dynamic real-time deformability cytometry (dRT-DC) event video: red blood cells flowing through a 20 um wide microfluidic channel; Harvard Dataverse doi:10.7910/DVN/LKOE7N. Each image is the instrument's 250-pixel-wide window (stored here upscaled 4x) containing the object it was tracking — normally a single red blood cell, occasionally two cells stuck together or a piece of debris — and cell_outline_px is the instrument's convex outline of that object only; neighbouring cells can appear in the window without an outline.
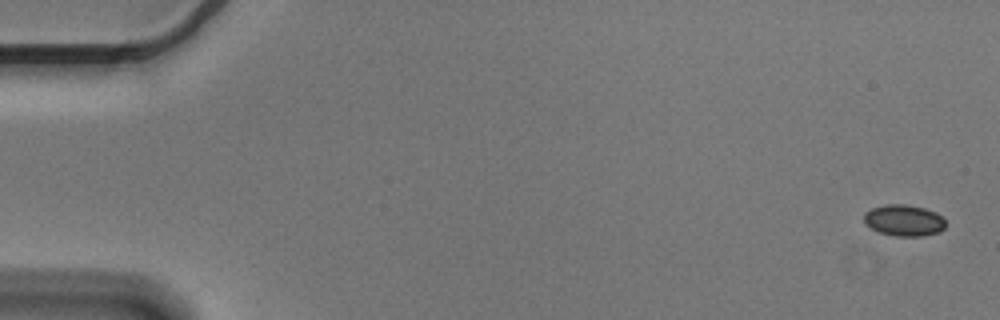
{"species": "Egyptian fruit bat (a non-hibernating species)", "species_latin": "Rousettus aegyptiacus", "temperature_condition": "cold", "stored_images_in_passage": 9, "camera_frame_rate_fps": 3000, "um_per_image_px": 0.085, "animal": {"sex": "male"}, "frame": {"image": 1, "passage_image": 1, "time_ms": 0.0, "image_size_px": [1000, 320], "cell_outline_px": [[944, 228], [940, 232], [920, 236], [896, 236], [880, 232], [864, 224], [864, 212], [872, 208], [884, 204], [904, 204], [924, 208], [936, 212], [944, 220]], "centroid_in_image_um": [76.81, 18.72], "position_along_channel_um": 8.2, "area_um2": 14.85}}
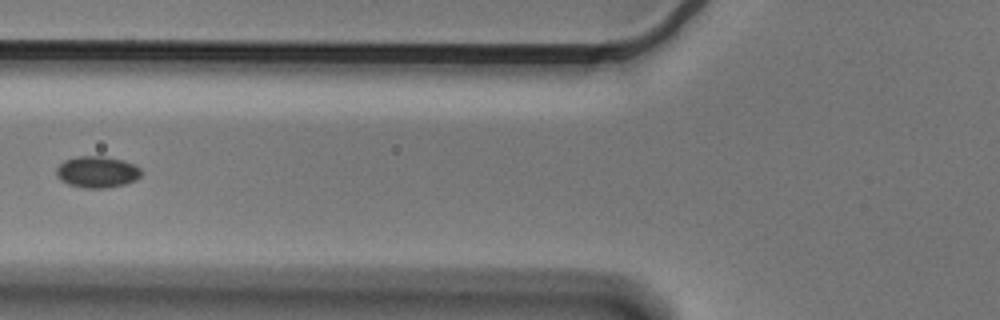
{"frame": {"image": 2, "passage_image": 7, "time_ms": 2.0, "image_size_px": [1000, 320], "cell_outline_px": [[140, 176], [136, 180], [124, 184], [108, 188], [84, 188], [68, 184], [60, 180], [56, 176], [56, 168], [64, 160], [76, 156], [104, 156], [124, 160], [136, 164], [140, 168]], "centroid_in_image_um": [8.25, 14.61], "position_along_channel_um": 117.6, "area_um2": 15.78}}
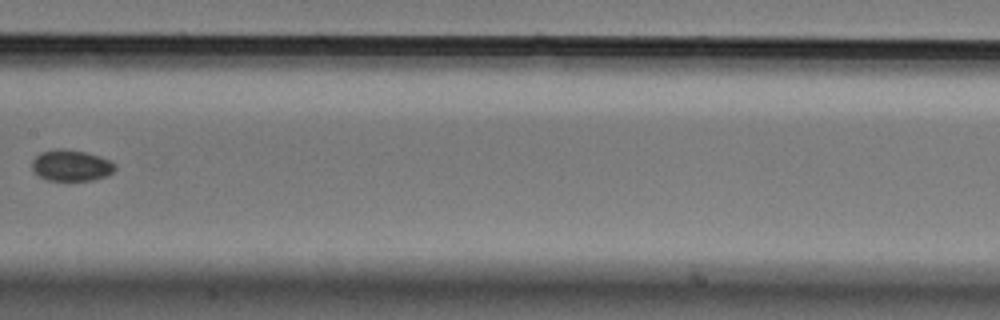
{"frame": {"image": 3, "passage_image": 9, "time_ms": 2.667, "image_size_px": [1000, 320], "cell_outline_px": [[116, 168], [108, 176], [92, 180], [44, 180], [32, 172], [32, 160], [40, 152], [56, 148], [64, 148], [84, 152], [100, 156], [116, 164]], "centroid_in_image_um": [6.02, 14.06], "position_along_channel_um": 201.4, "area_um2": 15.32}}